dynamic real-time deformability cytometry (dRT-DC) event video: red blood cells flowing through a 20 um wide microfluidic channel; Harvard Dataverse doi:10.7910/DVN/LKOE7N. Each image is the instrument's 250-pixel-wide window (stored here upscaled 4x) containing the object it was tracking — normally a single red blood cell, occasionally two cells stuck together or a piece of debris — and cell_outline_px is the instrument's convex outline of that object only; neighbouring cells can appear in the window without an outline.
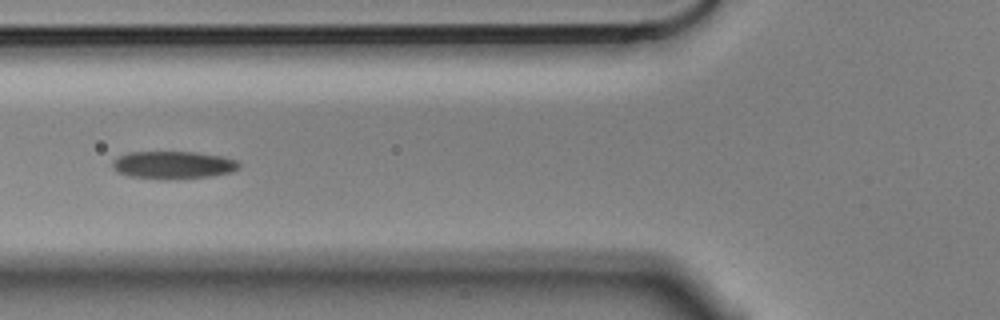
{"species": "Egyptian fruit bat (a non-hibernating species)", "species_latin": "Rousettus aegyptiacus", "temperature_condition": "cold", "stored_images_in_passage": 11, "camera_frame_rate_fps": 3000, "um_per_image_px": 0.085, "animal": {"sex": "male"}, "frame": {"image": 1, "passage_image": 4, "time_ms": 1.0, "image_size_px": [1000, 320], "cell_outline_px": [[240, 168], [232, 172], [212, 176], [128, 176], [116, 172], [112, 168], [112, 160], [128, 152], [196, 152], [224, 156], [236, 160], [240, 164]], "centroid_in_image_um": [14.74, 13.96], "position_along_channel_um": 111.1, "area_um2": 19.54}}
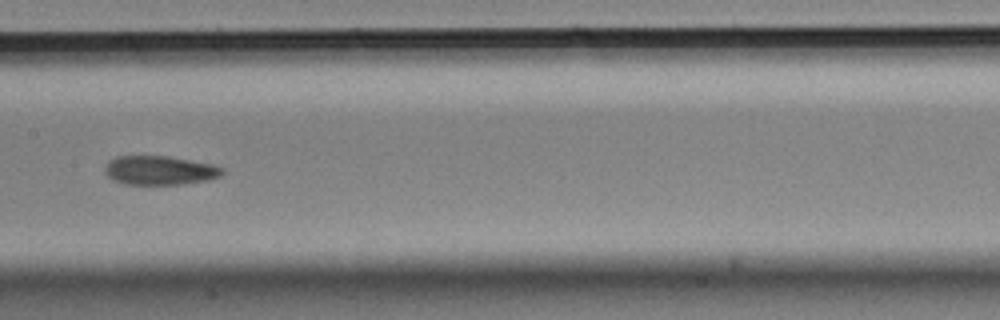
{"frame": {"image": 2, "passage_image": 6, "time_ms": 1.667, "image_size_px": [1000, 320], "cell_outline_px": [[224, 172], [220, 176], [208, 180], [184, 184], [124, 184], [112, 180], [104, 172], [104, 168], [108, 160], [116, 156], [168, 156], [212, 164], [224, 168]], "centroid_in_image_um": [13.55, 14.48], "position_along_channel_um": 193.8, "area_um2": 20.0}}
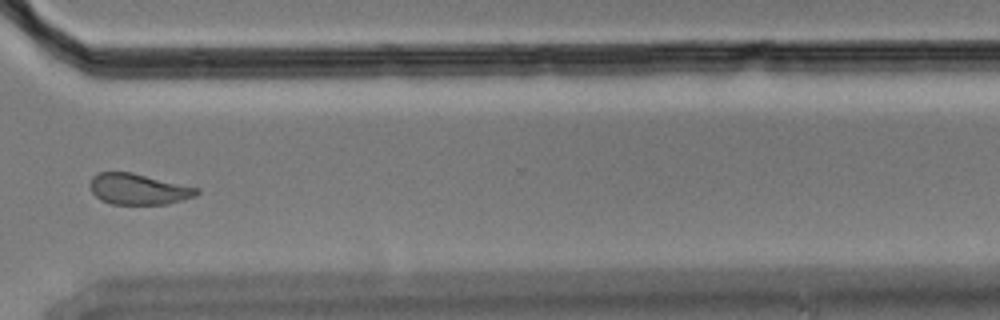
{"frame": {"image": 3, "passage_image": 10, "time_ms": 3.0, "image_size_px": [1000, 320], "cell_outline_px": [[200, 192], [196, 196], [168, 204], [112, 204], [100, 200], [92, 192], [88, 184], [92, 176], [100, 172], [132, 172], [200, 188]], "centroid_in_image_um": [11.77, 16.07], "position_along_channel_um": 358.8, "area_um2": 19.42}}